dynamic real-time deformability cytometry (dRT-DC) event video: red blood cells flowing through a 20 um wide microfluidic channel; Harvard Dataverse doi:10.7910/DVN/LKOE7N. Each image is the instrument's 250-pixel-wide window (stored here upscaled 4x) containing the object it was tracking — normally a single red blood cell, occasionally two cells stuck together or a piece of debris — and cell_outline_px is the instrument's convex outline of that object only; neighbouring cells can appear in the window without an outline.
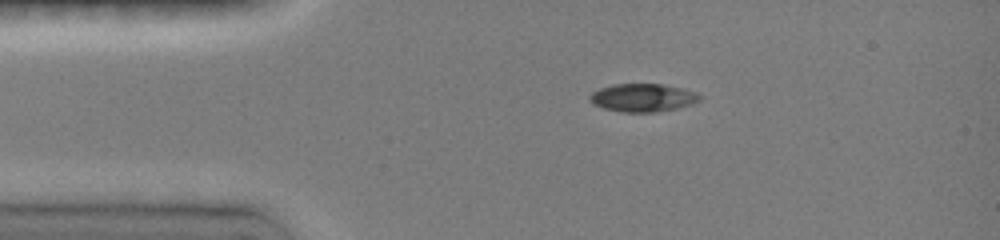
{"species": "common noctule bat (a hibernating species)", "species_latin": "Nyctalus noctula", "temperature_condition": "room temperature", "stored_images_in_passage": 6, "camera_frame_rate_fps": 3000, "um_per_image_px": 0.085, "animal": {"sex": "female", "body_mass_g": 19.0, "forearm_length_mm": 51.5}, "frame": {"image": 1, "passage_image": 3, "time_ms": 1.667, "image_size_px": [1000, 240], "cell_outline_px": [[700, 100], [692, 104], [676, 108], [656, 112], [624, 112], [604, 108], [592, 104], [588, 100], [588, 96], [592, 92], [600, 88], [612, 84], [664, 84], [684, 88], [696, 92], [700, 96]], "centroid_in_image_um": [54.62, 8.29], "position_along_channel_um": 30.4, "area_um2": 18.09}}
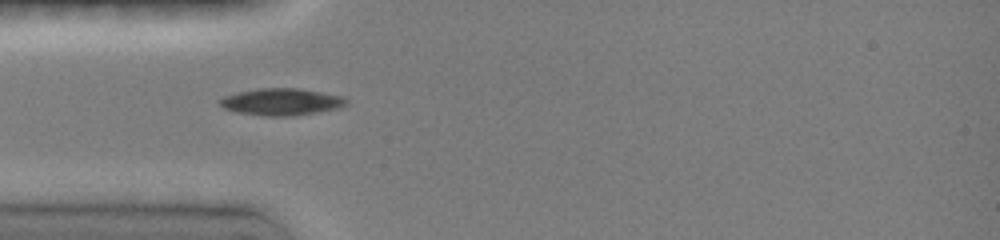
{"frame": {"image": 2, "passage_image": 5, "time_ms": 3.333, "image_size_px": [1000, 240], "cell_outline_px": [[348, 104], [344, 108], [292, 116], [264, 116], [236, 112], [224, 108], [220, 104], [220, 100], [224, 96], [240, 92], [260, 88], [300, 88], [340, 96], [348, 100]], "centroid_in_image_um": [23.97, 8.67], "position_along_channel_um": 61.0, "area_um2": 19.88}}